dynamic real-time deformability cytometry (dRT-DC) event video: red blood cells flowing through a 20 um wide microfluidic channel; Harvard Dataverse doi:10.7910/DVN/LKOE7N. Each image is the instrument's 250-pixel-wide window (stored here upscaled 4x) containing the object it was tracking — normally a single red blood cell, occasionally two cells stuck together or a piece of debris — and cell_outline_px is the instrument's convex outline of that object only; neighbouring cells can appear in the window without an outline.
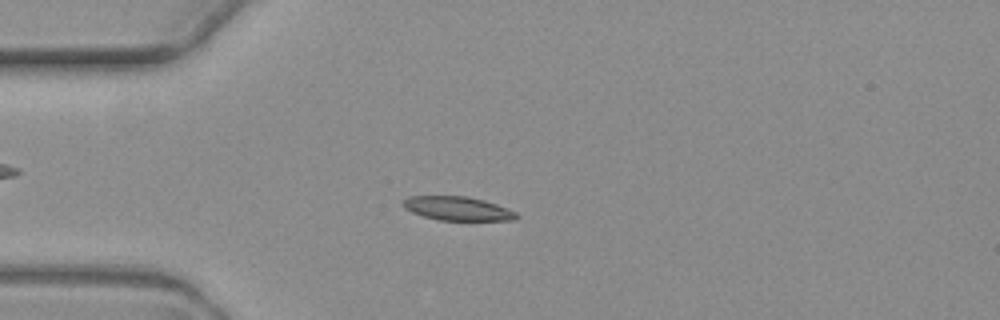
{"species": "common noctule bat (a hibernating species)", "species_latin": "Nyctalus noctula", "temperature_condition": "warm", "stored_images_in_passage": 7, "camera_frame_rate_fps": 3000, "um_per_image_px": 0.085, "animal": {"sex": "female", "body_mass_g": 19.3, "forearm_length_mm": 54.1}, "frame": {"image": 1, "passage_image": 3, "time_ms": 2.667, "image_size_px": [1000, 320], "cell_outline_px": [[520, 216], [516, 220], [440, 220], [424, 216], [412, 212], [404, 208], [400, 204], [408, 196], [468, 196], [484, 200], [496, 204], [516, 212]], "centroid_in_image_um": [38.89, 17.72], "position_along_channel_um": 46.1, "area_um2": 15.78}}
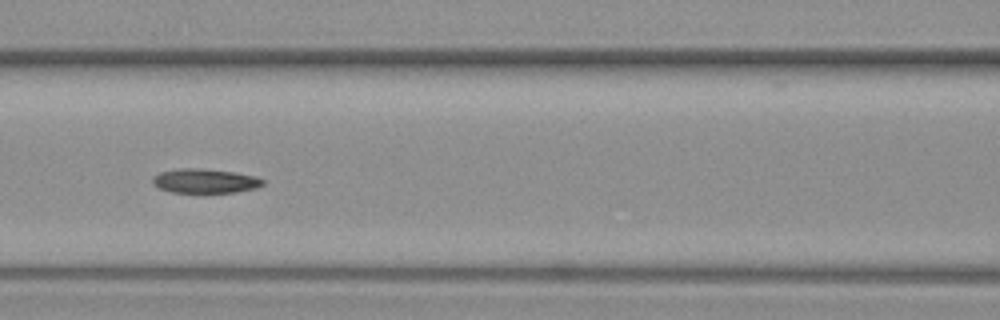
{"frame": {"image": 2, "passage_image": 6, "time_ms": 6.0, "image_size_px": [1000, 320], "cell_outline_px": [[264, 184], [256, 188], [236, 192], [204, 196], [172, 192], [156, 188], [152, 184], [152, 176], [160, 172], [176, 168], [196, 168], [232, 172], [256, 176], [264, 180]], "centroid_in_image_um": [17.37, 15.44], "position_along_channel_um": 149.2, "area_um2": 16.59}}
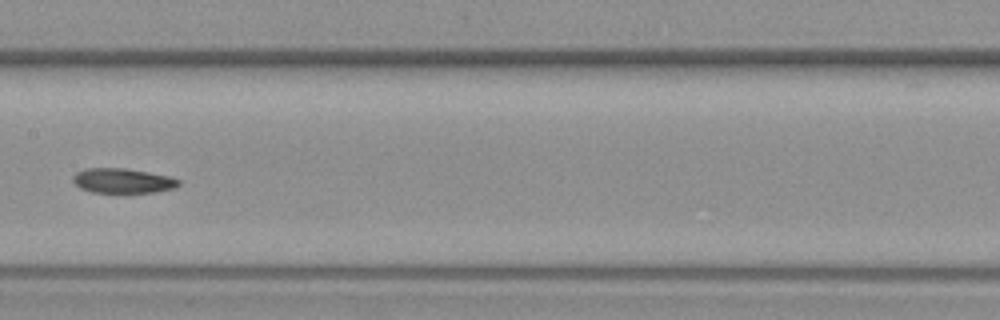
{"frame": {"image": 3, "passage_image": 7, "time_ms": 7.333, "image_size_px": [1000, 320], "cell_outline_px": [[180, 184], [176, 188], [156, 192], [92, 192], [80, 188], [72, 180], [72, 176], [76, 172], [84, 168], [124, 168], [148, 172], [168, 176], [180, 180]], "centroid_in_image_um": [10.42, 15.36], "position_along_channel_um": 197.0, "area_um2": 15.26}}